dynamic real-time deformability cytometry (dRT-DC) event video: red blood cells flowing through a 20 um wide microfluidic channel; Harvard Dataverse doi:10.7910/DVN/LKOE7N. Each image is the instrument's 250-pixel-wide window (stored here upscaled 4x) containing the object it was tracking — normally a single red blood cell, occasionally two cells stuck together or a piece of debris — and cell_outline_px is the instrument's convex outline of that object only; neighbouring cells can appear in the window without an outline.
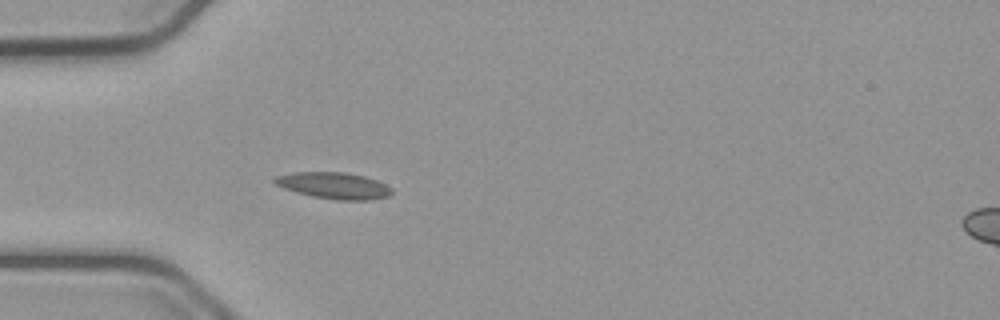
{"species": "common noctule bat (a hibernating species)", "species_latin": "Nyctalus noctula", "temperature_condition": "cold", "stored_images_in_passage": 14, "camera_frame_rate_fps": 3000, "um_per_image_px": 0.085, "animal": {"sex": "male", "body_mass_g": 23.1, "forearm_length_mm": 52.7}, "frame": {"image": 1, "passage_image": 7, "time_ms": 2.0, "image_size_px": [1000, 320], "cell_outline_px": [[392, 192], [388, 196], [372, 200], [336, 200], [312, 196], [296, 192], [284, 188], [276, 184], [272, 180], [276, 176], [296, 172], [344, 172], [364, 176], [376, 180], [392, 188]], "centroid_in_image_um": [28.39, 15.78], "position_along_channel_um": 56.6, "area_um2": 17.98}}
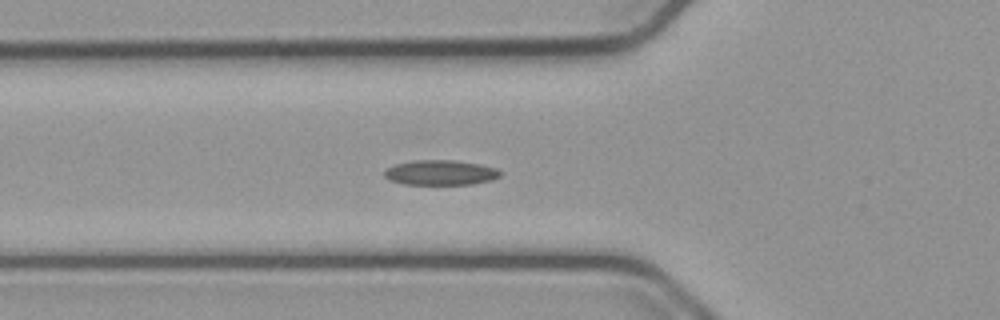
{"frame": {"image": 2, "passage_image": 10, "time_ms": 3.0, "image_size_px": [1000, 320], "cell_outline_px": [[500, 176], [492, 180], [472, 184], [404, 184], [388, 180], [384, 176], [384, 172], [388, 168], [396, 164], [416, 160], [452, 160], [480, 164], [496, 168], [500, 172]], "centroid_in_image_um": [37.44, 14.67], "position_along_channel_um": 88.4, "area_um2": 16.76}}